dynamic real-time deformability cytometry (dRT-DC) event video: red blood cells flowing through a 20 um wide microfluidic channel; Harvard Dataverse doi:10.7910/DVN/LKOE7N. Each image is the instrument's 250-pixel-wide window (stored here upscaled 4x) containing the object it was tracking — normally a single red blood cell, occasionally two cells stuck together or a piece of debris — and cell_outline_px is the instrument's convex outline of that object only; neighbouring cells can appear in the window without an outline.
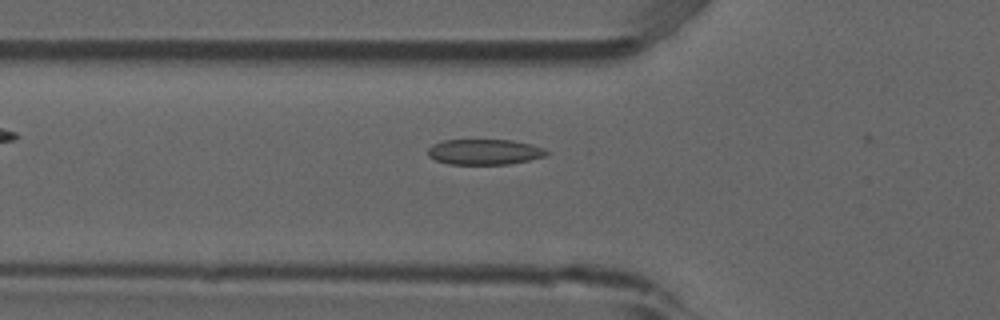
{"species": "common noctule bat (a hibernating species)", "species_latin": "Nyctalus noctula", "temperature_condition": "room temperature", "stored_images_in_passage": 5, "camera_frame_rate_fps": 3000, "um_per_image_px": 0.085, "animal": {"sex": "male", "forearm_length_mm": 52.5}, "frame": {"image": 1, "passage_image": 4, "time_ms": 1.0, "image_size_px": [1000, 320], "cell_outline_px": [[548, 152], [544, 156], [528, 160], [508, 164], [448, 164], [436, 160], [428, 156], [428, 148], [432, 144], [444, 140], [512, 140], [532, 144], [544, 148]], "centroid_in_image_um": [41.15, 12.91], "position_along_channel_um": 84.6, "area_um2": 17.57}}